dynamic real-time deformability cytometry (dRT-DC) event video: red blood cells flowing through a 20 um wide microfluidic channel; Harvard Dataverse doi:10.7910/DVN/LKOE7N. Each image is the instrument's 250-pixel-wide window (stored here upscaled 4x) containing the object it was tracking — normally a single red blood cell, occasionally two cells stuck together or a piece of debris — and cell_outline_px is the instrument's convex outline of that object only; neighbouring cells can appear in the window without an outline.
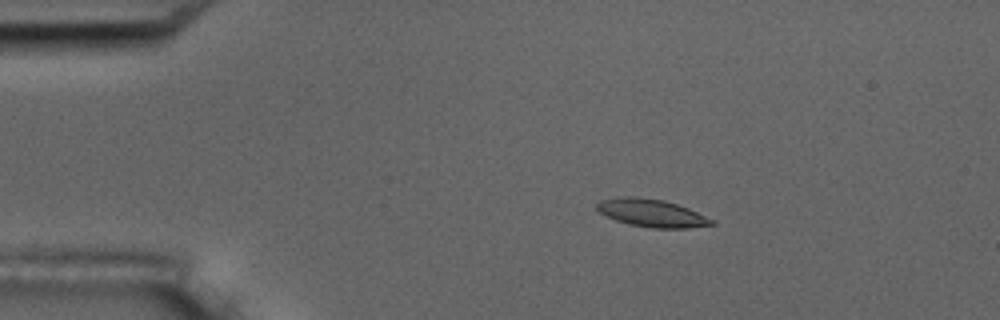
{"species": "common noctule bat (a hibernating species)", "species_latin": "Nyctalus noctula", "temperature_condition": "room temperature", "stored_images_in_passage": 10, "camera_frame_rate_fps": 3000, "um_per_image_px": 0.085, "animal": {"sex": "male", "body_mass_g": 17.5, "forearm_length_mm": 52.3}, "frame": {"image": 1, "passage_image": 2, "time_ms": 1.0, "image_size_px": [1000, 320], "cell_outline_px": [[716, 224], [688, 228], [652, 228], [628, 224], [616, 220], [600, 212], [596, 208], [596, 204], [600, 200], [620, 196], [636, 196], [664, 200], [688, 208], [716, 220]], "centroid_in_image_um": [55.41, 18.1], "position_along_channel_um": 29.6, "area_um2": 18.67}}
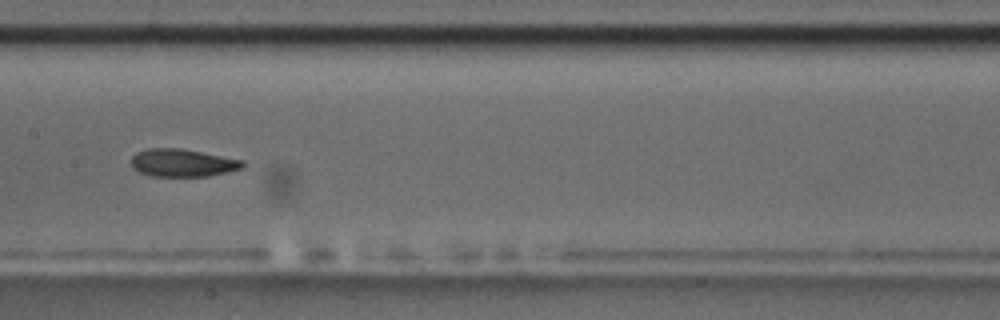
{"frame": {"image": 2, "passage_image": 7, "time_ms": 7.0, "image_size_px": [1000, 320], "cell_outline_px": [[244, 168], [208, 176], [152, 176], [140, 172], [132, 168], [132, 156], [136, 152], [148, 148], [180, 148], [244, 160]], "centroid_in_image_um": [15.51, 13.84], "position_along_channel_um": 191.9, "area_um2": 17.98}}